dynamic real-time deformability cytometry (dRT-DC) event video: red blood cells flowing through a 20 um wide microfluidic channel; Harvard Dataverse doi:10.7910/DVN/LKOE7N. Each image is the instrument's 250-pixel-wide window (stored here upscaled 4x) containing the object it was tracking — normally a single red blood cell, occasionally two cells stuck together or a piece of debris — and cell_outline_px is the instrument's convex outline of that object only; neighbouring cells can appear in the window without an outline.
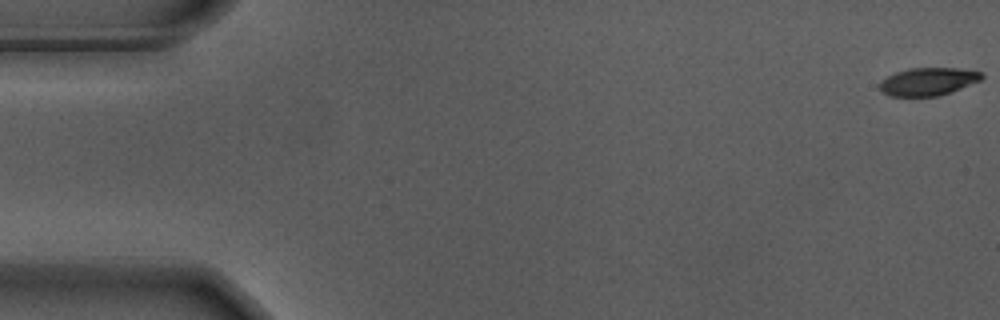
{"species": "Egyptian fruit bat (a non-hibernating species)", "species_latin": "Rousettus aegyptiacus", "temperature_condition": "warm", "stored_images_in_passage": 56, "camera_frame_rate_fps": 3000, "um_per_image_px": 0.085, "animal": {"sex": "male"}, "frame": {"image": 1, "passage_image": 1, "time_ms": 0.0, "image_size_px": [1000, 320], "cell_outline_px": [[984, 76], [980, 80], [960, 88], [936, 96], [888, 96], [880, 88], [880, 80], [896, 72], [908, 68], [960, 68], [980, 72]], "centroid_in_image_um": [78.86, 6.92], "position_along_channel_um": 6.1, "area_um2": 16.3}}
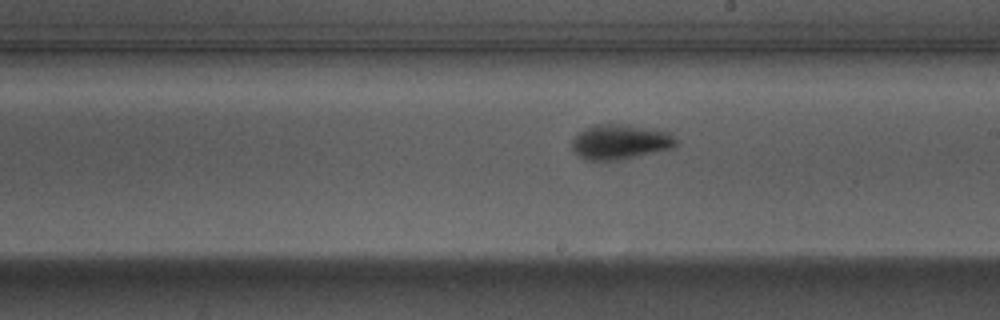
{"frame": {"image": 2, "passage_image": 32, "time_ms": 10.333, "image_size_px": [1000, 320], "cell_outline_px": [[676, 144], [672, 148], [600, 164], [584, 160], [572, 148], [572, 140], [576, 132], [584, 128], [596, 124], [628, 124], [664, 132], [672, 136], [676, 140]], "centroid_in_image_um": [52.59, 12.09], "position_along_channel_um": 236.4, "area_um2": 21.39}}
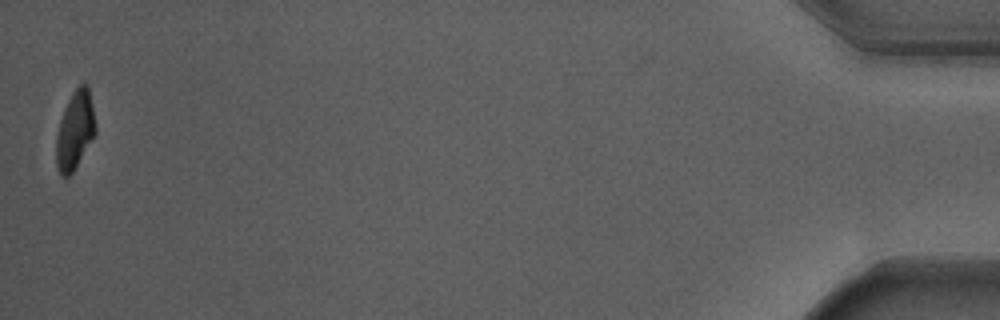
{"frame": {"image": 3, "passage_image": 56, "time_ms": 18.333, "image_size_px": [1000, 320], "cell_outline_px": [[96, 132], [72, 172], [68, 176], [60, 176], [56, 168], [56, 136], [60, 120], [64, 108], [72, 92], [80, 84], [88, 84], [96, 124]], "centroid_in_image_um": [6.36, 11.06], "position_along_channel_um": 428.8, "area_um2": 17.8}, "authors_computed_cell_mechanics": {"area_um2": 19.1029, "velocity_mm_per_s": 3.6784, "shape_relaxation_time_tau1_ms": 3.0711, "shape_relaxation_time_tau2_ms": 1.333, "deformation_change_tau1": 0.1896, "deformation_change_tau2": 0.0597}}